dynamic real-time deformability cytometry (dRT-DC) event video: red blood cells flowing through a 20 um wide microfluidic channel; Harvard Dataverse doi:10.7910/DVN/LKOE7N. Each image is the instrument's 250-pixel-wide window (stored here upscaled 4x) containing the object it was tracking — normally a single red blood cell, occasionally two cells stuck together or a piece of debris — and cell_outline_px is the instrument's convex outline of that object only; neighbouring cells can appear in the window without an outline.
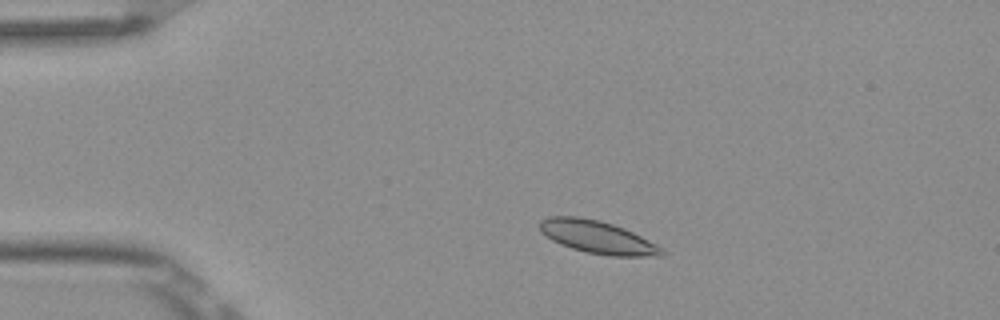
{"species": "Egyptian fruit bat (a non-hibernating species)", "species_latin": "Rousettus aegyptiacus", "temperature_condition": "room temperature", "stored_images_in_passage": 7, "camera_frame_rate_fps": 3000, "um_per_image_px": 0.085, "frame": {"image": 1, "passage_image": 3, "time_ms": 0.667, "image_size_px": [1000, 320], "cell_outline_px": [[664, 256], [612, 256], [588, 252], [572, 248], [560, 244], [552, 240], [540, 232], [540, 220], [548, 216], [580, 216], [600, 220], [624, 228], [656, 244], [664, 252]], "centroid_in_image_um": [50.74, 20.14], "position_along_channel_um": 34.3, "area_um2": 23.12}}
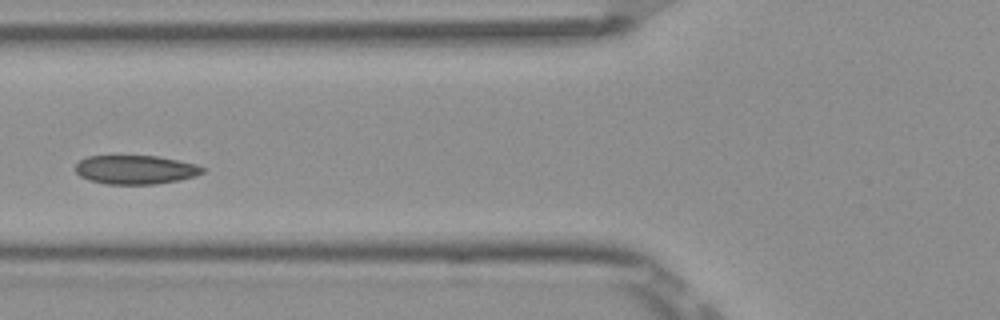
{"frame": {"image": 2, "passage_image": 6, "time_ms": 1.667, "image_size_px": [1000, 320], "cell_outline_px": [[204, 172], [196, 176], [180, 180], [152, 184], [108, 184], [88, 180], [80, 176], [76, 172], [76, 164], [80, 160], [88, 156], [156, 156], [196, 164], [204, 168]], "centroid_in_image_um": [11.51, 14.43], "position_along_channel_um": 114.3, "area_um2": 21.27}}
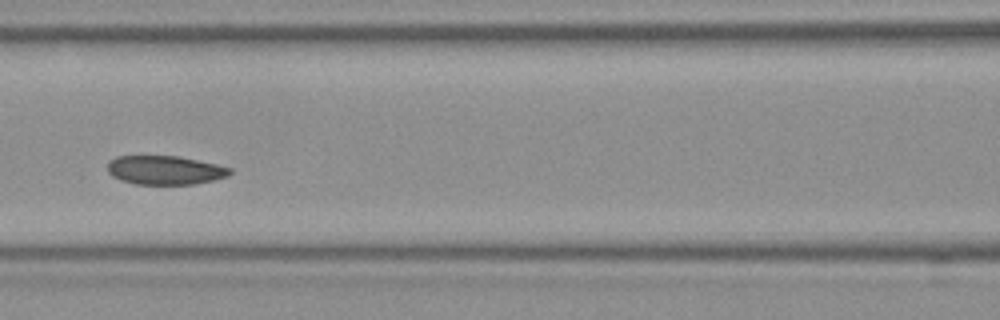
{"frame": {"image": 3, "passage_image": 7, "time_ms": 2.0, "image_size_px": [1000, 320], "cell_outline_px": [[232, 172], [228, 176], [212, 180], [192, 184], [136, 184], [120, 180], [112, 176], [108, 172], [108, 160], [116, 156], [176, 156], [216, 164], [232, 168]], "centroid_in_image_um": [13.99, 14.46], "position_along_channel_um": 152.6, "area_um2": 20.52}}